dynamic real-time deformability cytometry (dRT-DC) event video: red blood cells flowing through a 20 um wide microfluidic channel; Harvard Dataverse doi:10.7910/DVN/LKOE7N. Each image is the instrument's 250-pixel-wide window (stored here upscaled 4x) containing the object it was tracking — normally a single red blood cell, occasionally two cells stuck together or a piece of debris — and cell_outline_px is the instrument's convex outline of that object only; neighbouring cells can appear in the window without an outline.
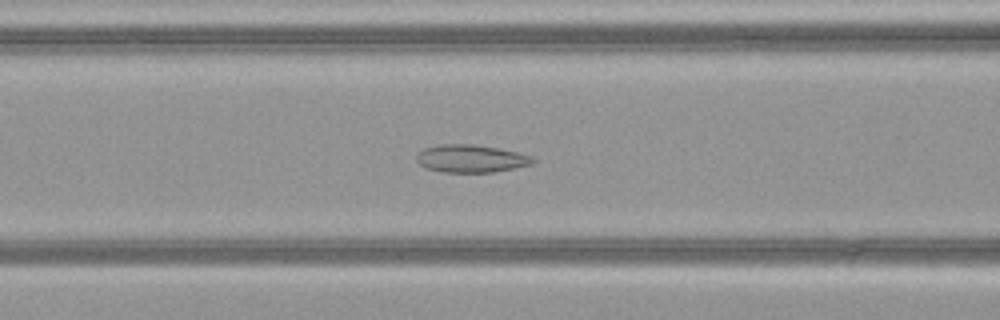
{"species": "common noctule bat (a hibernating species)", "species_latin": "Nyctalus noctula", "temperature_condition": "warm", "stored_images_in_passage": 50, "camera_frame_rate_fps": 3000, "um_per_image_px": 0.085, "animal": {"sex": "female", "body_mass_g": 21.9}, "frame": {"image": 1, "passage_image": 21, "time_ms": 6.667, "image_size_px": [1000, 320], "cell_outline_px": [[536, 160], [532, 164], [492, 172], [444, 172], [428, 168], [420, 164], [416, 160], [416, 156], [424, 148], [436, 144], [476, 144], [500, 148], [520, 152], [532, 156]], "centroid_in_image_um": [40.05, 13.46], "position_along_channel_um": 126.5, "area_um2": 18.84}}
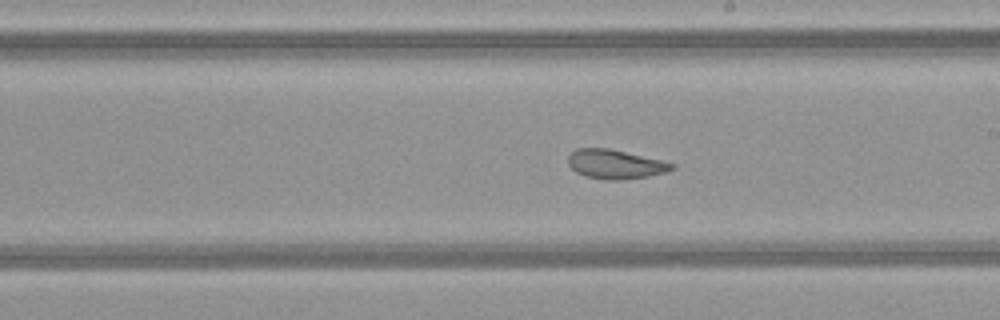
{"frame": {"image": 2, "passage_image": 29, "time_ms": 9.333, "image_size_px": [1000, 320], "cell_outline_px": [[676, 168], [668, 172], [648, 176], [620, 180], [608, 180], [584, 176], [576, 172], [568, 164], [568, 156], [576, 148], [608, 148], [660, 160], [676, 164]], "centroid_in_image_um": [52.3, 13.96], "position_along_channel_um": 236.7, "area_um2": 17.63}}
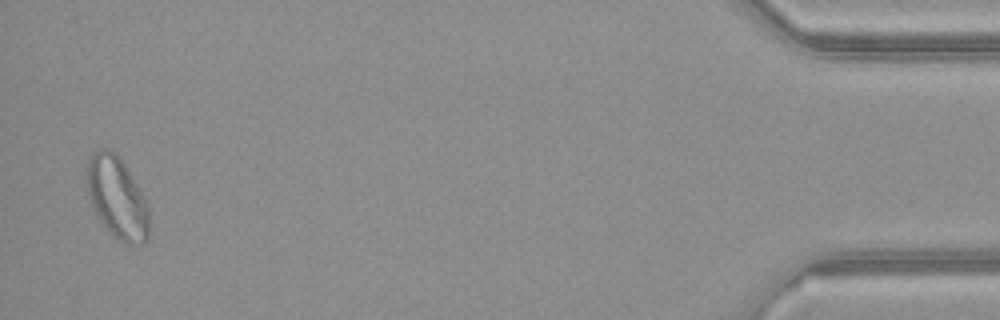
{"frame": {"image": 3, "passage_image": 49, "time_ms": 16.0, "image_size_px": [1000, 320], "cell_outline_px": [[148, 240], [140, 244], [124, 244], [112, 236], [100, 220], [96, 212], [88, 192], [88, 160], [100, 148], [108, 148], [124, 164], [136, 184], [148, 208]], "centroid_in_image_um": [9.96, 16.87], "position_along_channel_um": 425.2, "area_um2": 28.67}, "authors_computed_cell_mechanics": {"area_um2": 22.4553, "velocity_mm_per_s": 4.1243, "shape_relaxation_time_tau1_ms": null, "shape_relaxation_time_tau2_ms": 2.2068, "deformation_change_tau1": null, "deformation_change_tau2": 0.0751}}